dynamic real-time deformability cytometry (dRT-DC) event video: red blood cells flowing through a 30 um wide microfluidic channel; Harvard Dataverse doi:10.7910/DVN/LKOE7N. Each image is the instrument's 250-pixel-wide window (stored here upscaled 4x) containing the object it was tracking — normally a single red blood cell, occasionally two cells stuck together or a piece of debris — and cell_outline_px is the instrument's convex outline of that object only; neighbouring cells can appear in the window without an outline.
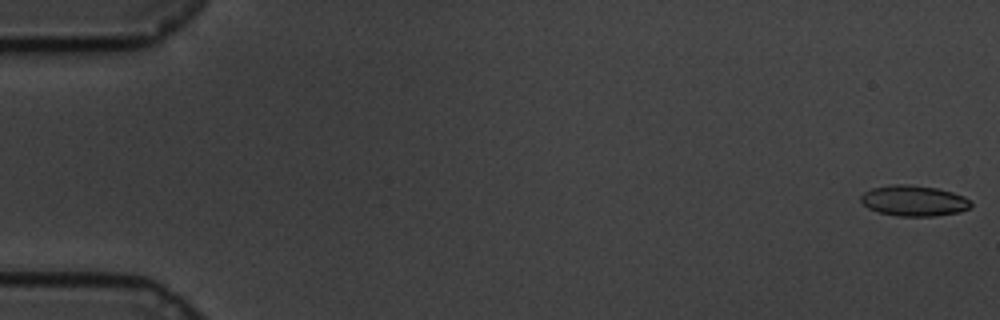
{"species": "common noctule bat (a hibernating species)", "species_latin": "Nyctalus noctula", "temperature_condition": "cold", "stored_images_in_passage": 15, "camera_frame_rate_fps": 3000, "um_per_image_px": 0.085, "animal": {"sex": "male", "body_mass_g": 19.5, "forearm_length_mm": 54.6}, "frame": {"image": 1, "passage_image": 1, "time_ms": 0.0, "image_size_px": [1000, 320], "cell_outline_px": [[972, 204], [968, 208], [960, 212], [936, 216], [900, 216], [880, 212], [868, 208], [860, 200], [860, 196], [864, 192], [872, 188], [892, 184], [908, 184], [936, 188], [952, 192], [964, 196], [972, 200]], "centroid_in_image_um": [77.7, 17.06], "position_along_channel_um": 7.3, "area_um2": 19.71}}